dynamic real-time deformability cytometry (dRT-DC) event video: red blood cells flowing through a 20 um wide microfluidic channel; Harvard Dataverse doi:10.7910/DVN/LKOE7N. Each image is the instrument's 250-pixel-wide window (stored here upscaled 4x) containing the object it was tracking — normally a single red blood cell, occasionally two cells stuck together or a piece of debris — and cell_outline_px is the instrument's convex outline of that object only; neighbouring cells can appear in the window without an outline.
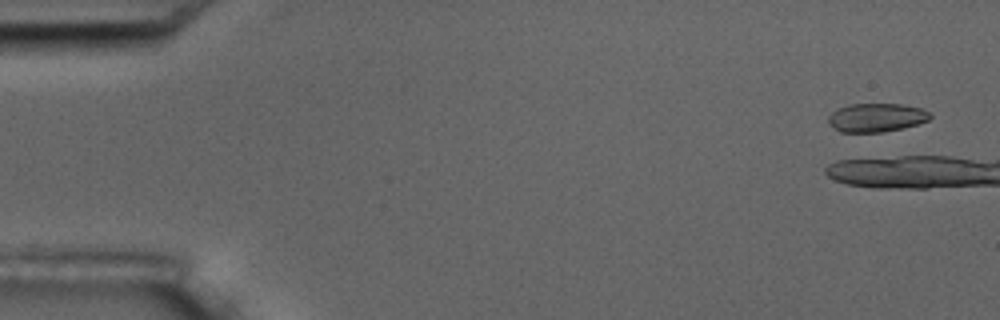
{"species": "common noctule bat (a hibernating species)", "species_latin": "Nyctalus noctula", "temperature_condition": "room temperature", "stored_images_in_passage": 1, "camera_frame_rate_fps": 3000, "um_per_image_px": 0.085, "animal": {"sex": "male", "body_mass_g": 17.5, "forearm_length_mm": 52.3}, "frame": {"image": 1, "passage_image": 1, "time_ms": 0.0, "image_size_px": [1000, 320], "cell_outline_px": [[932, 116], [928, 120], [916, 124], [884, 132], [840, 132], [828, 124], [828, 116], [836, 108], [848, 104], [900, 104], [920, 108], [928, 112]], "centroid_in_image_um": [74.43, 9.99], "position_along_channel_um": 10.6, "area_um2": 16.94}}